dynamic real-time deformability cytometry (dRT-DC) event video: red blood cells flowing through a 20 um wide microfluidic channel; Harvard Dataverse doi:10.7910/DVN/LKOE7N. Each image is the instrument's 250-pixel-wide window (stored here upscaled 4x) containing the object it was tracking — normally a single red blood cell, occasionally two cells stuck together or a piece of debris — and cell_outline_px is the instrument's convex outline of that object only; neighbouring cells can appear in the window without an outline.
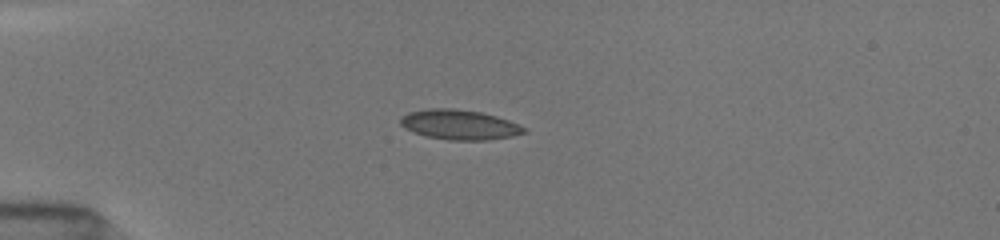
{"species": "common noctule bat (a hibernating species)", "species_latin": "Nyctalus noctula", "temperature_condition": "room temperature", "stored_images_in_passage": 8, "camera_frame_rate_fps": 3000, "um_per_image_px": 0.085, "animal": {"sex": "female", "body_mass_g": 19.5, "forearm_length_mm": 54.1}, "frame": {"image": 1, "passage_image": 6, "time_ms": 4.333, "image_size_px": [1000, 240], "cell_outline_px": [[528, 132], [512, 136], [488, 140], [448, 140], [424, 136], [404, 128], [400, 124], [400, 116], [408, 112], [428, 108], [452, 108], [480, 112], [496, 116], [508, 120], [528, 128]], "centroid_in_image_um": [39.04, 10.6], "position_along_channel_um": 46.0, "area_um2": 21.73}}
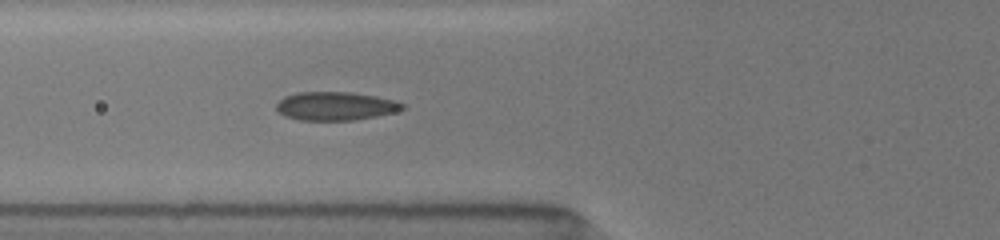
{"frame": {"image": 2, "passage_image": 8, "time_ms": 6.333, "image_size_px": [1000, 240], "cell_outline_px": [[404, 108], [396, 112], [376, 116], [352, 120], [300, 120], [284, 116], [276, 108], [276, 104], [284, 96], [296, 92], [352, 92], [376, 96], [392, 100], [404, 104]], "centroid_in_image_um": [28.49, 9.01], "position_along_channel_um": 97.3, "area_um2": 20.87}}